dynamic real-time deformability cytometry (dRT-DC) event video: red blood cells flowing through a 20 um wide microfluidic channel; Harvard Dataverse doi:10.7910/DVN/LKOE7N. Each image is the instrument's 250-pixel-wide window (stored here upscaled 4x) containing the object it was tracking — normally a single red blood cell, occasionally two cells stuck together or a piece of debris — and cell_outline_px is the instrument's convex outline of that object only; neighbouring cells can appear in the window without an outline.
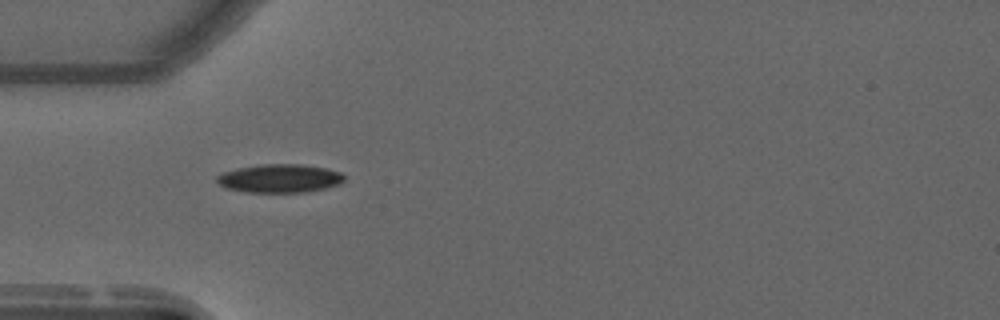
{"species": "common noctule bat (a hibernating species)", "species_latin": "Nyctalus noctula", "temperature_condition": "warm", "stored_images_in_passage": 11, "camera_frame_rate_fps": 3000, "um_per_image_px": 0.085, "animal": {"sex": "male", "forearm_length_mm": 52.5}, "frame": {"image": 1, "passage_image": 1, "time_ms": 0.0, "image_size_px": [1000, 320], "cell_outline_px": [[344, 180], [340, 184], [308, 192], [244, 192], [224, 188], [216, 180], [216, 176], [224, 172], [236, 168], [260, 164], [300, 164], [324, 168], [340, 172], [344, 176]], "centroid_in_image_um": [23.74, 15.16], "position_along_channel_um": 61.3, "area_um2": 21.15}}
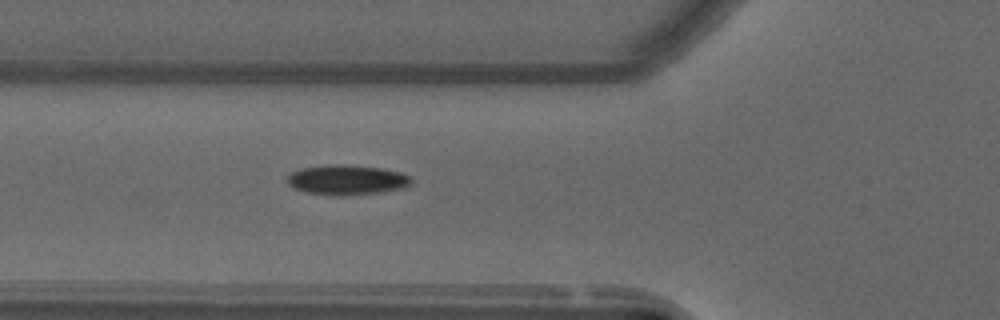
{"frame": {"image": 2, "passage_image": 4, "time_ms": 1.0, "image_size_px": [1000, 320], "cell_outline_px": [[412, 184], [408, 188], [384, 192], [340, 196], [332, 196], [304, 192], [292, 188], [288, 184], [284, 176], [288, 172], [300, 168], [324, 164], [352, 164], [384, 168], [404, 172], [412, 176]], "centroid_in_image_um": [29.49, 15.28], "position_along_channel_um": 96.3, "area_um2": 22.89}}
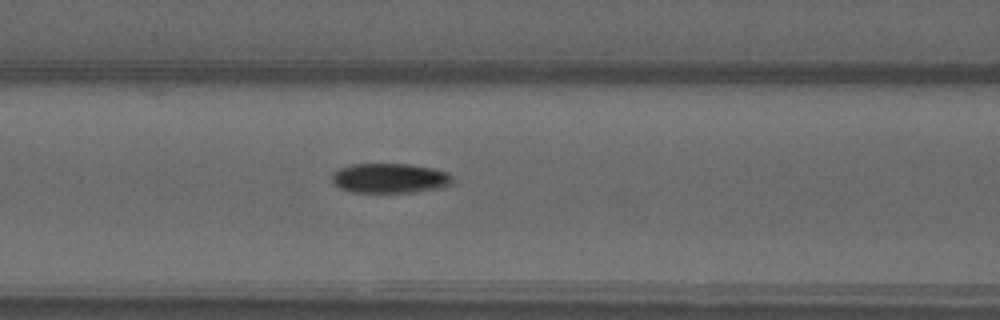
{"frame": {"image": 3, "passage_image": 7, "time_ms": 2.0, "image_size_px": [1000, 320], "cell_outline_px": [[452, 184], [444, 188], [416, 192], [348, 192], [332, 184], [332, 172], [336, 168], [348, 164], [412, 164], [436, 168], [448, 172], [452, 176]], "centroid_in_image_um": [33.13, 15.14], "position_along_channel_um": 133.5, "area_um2": 21.56}}